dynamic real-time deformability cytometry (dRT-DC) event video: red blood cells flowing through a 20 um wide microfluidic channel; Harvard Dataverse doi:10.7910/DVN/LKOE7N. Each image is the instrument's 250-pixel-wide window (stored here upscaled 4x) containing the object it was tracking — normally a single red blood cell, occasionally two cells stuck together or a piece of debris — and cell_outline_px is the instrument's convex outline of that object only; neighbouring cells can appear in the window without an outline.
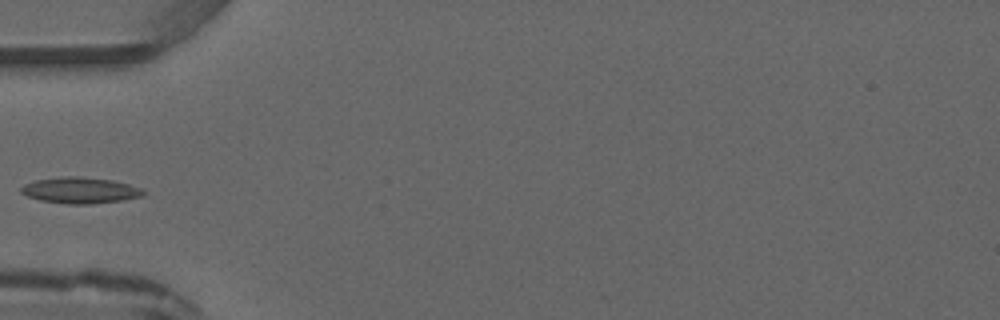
{"species": "common noctule bat (a hibernating species)", "species_latin": "Nyctalus noctula", "temperature_condition": "warm", "stored_images_in_passage": 3, "camera_frame_rate_fps": 3000, "um_per_image_px": 0.085, "animal": {"sex": "male", "forearm_length_mm": 52.5}, "frame": {"image": 1, "passage_image": 3, "time_ms": 3.333, "image_size_px": [1000, 320], "cell_outline_px": [[144, 192], [140, 196], [120, 200], [88, 204], [68, 204], [40, 200], [28, 196], [20, 192], [20, 188], [24, 184], [36, 180], [60, 176], [80, 176], [112, 180], [128, 184], [140, 188]], "centroid_in_image_um": [6.75, 16.16], "position_along_channel_um": 78.3, "area_um2": 18.38}}